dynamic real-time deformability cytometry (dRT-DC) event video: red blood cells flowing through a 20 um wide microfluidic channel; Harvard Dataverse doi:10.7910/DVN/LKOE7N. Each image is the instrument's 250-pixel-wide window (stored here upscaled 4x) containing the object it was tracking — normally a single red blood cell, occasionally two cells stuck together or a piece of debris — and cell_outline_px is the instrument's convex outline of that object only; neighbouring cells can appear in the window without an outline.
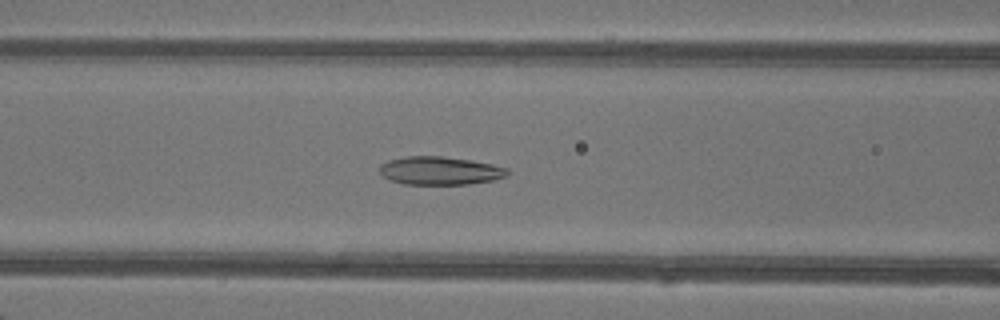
{"species": "common noctule bat (a hibernating species)", "species_latin": "Nyctalus noctula", "temperature_condition": "warm", "stored_images_in_passage": 48, "camera_frame_rate_fps": 3000, "um_per_image_px": 0.085, "animal": {"sex": "female"}, "frame": {"image": 1, "passage_image": 21, "time_ms": 6.667, "image_size_px": [1000, 320], "cell_outline_px": [[508, 176], [492, 180], [468, 184], [404, 184], [392, 180], [384, 176], [380, 172], [380, 164], [388, 160], [404, 156], [444, 156], [492, 164], [508, 168]], "centroid_in_image_um": [37.4, 14.5], "position_along_channel_um": 129.2, "area_um2": 20.92}}
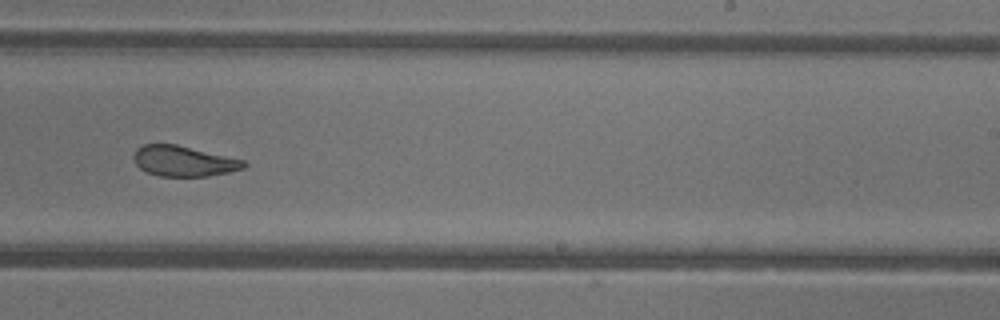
{"frame": {"image": 2, "passage_image": 31, "time_ms": 10.0, "image_size_px": [1000, 320], "cell_outline_px": [[248, 164], [244, 168], [228, 172], [208, 176], [160, 176], [148, 172], [140, 168], [136, 164], [132, 156], [136, 148], [144, 144], [176, 144], [244, 160]], "centroid_in_image_um": [15.59, 13.69], "position_along_channel_um": 273.4, "area_um2": 19.48}}
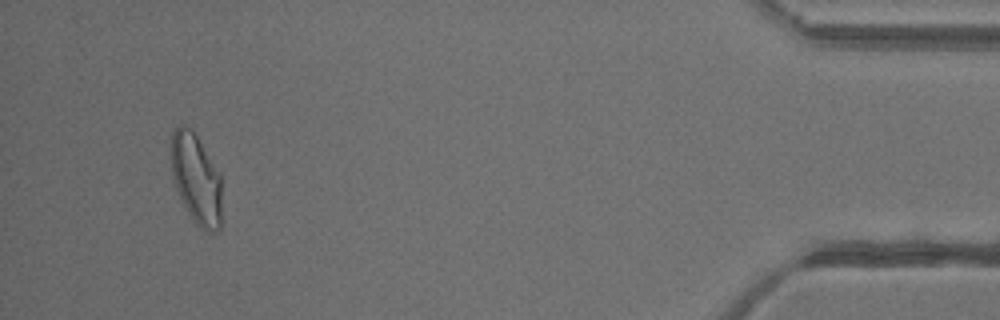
{"frame": {"image": 3, "passage_image": 46, "time_ms": 15.0, "image_size_px": [1000, 320], "cell_outline_px": [[220, 228], [216, 232], [204, 232], [196, 224], [188, 212], [176, 188], [172, 176], [172, 128], [180, 124], [184, 124], [192, 128], [220, 176]], "centroid_in_image_um": [16.66, 15.2], "position_along_channel_um": 418.5, "area_um2": 26.24}, "authors_computed_cell_mechanics": {"area_um2": 23.7847, "velocity_mm_per_s": 4.3295, "shape_relaxation_time_tau1_ms": 9.3716, "shape_relaxation_time_tau2_ms": 1.5766, "deformation_change_tau1": 0.2753, "deformation_change_tau2": 0.0763}}